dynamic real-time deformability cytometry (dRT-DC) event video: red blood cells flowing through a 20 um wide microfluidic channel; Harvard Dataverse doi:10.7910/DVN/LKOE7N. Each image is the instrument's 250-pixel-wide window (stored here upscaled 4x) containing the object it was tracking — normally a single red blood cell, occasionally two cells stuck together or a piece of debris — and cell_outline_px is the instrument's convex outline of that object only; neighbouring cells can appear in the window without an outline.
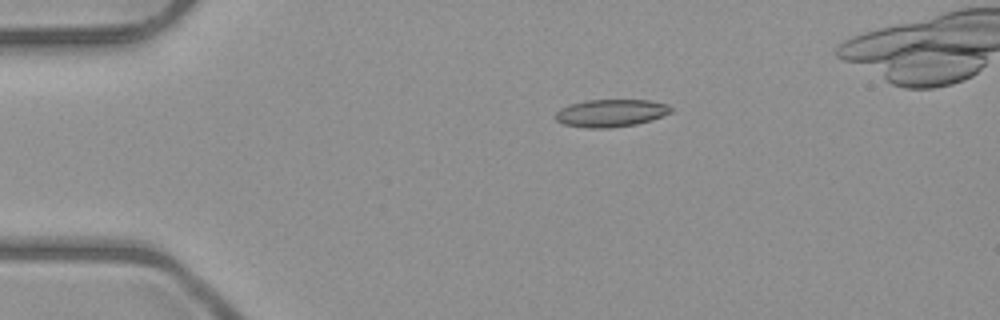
{"species": "common noctule bat (a hibernating species)", "species_latin": "Nyctalus noctula", "temperature_condition": "room temperature", "stored_images_in_passage": 4, "camera_frame_rate_fps": 3000, "um_per_image_px": 0.085, "animal": {"sex": "male", "body_mass_g": 23.1, "forearm_length_mm": 52.7}, "frame": {"image": 1, "passage_image": 2, "time_ms": 1.0, "image_size_px": [1000, 320], "cell_outline_px": [[672, 112], [652, 120], [636, 124], [608, 128], [588, 128], [564, 124], [556, 120], [556, 112], [560, 108], [568, 104], [584, 100], [648, 100], [668, 104], [672, 108]], "centroid_in_image_um": [51.92, 9.6], "position_along_channel_um": 33.1, "area_um2": 18.61}}